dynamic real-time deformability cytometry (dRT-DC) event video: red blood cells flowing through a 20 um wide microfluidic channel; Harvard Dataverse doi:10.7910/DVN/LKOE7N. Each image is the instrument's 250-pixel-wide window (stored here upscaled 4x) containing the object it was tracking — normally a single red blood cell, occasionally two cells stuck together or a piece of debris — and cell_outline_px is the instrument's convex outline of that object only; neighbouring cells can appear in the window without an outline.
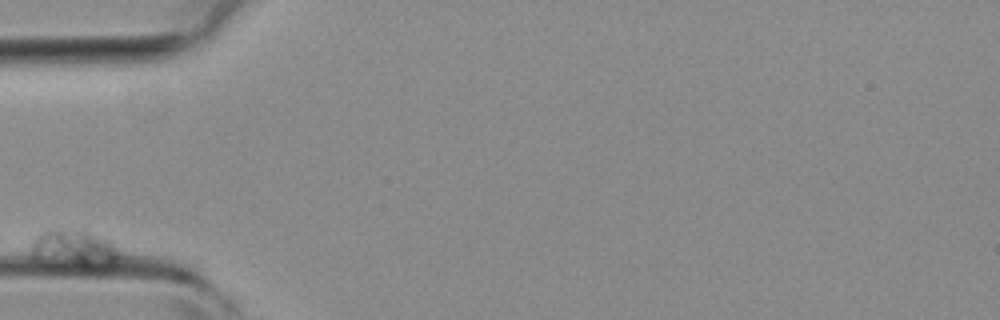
{"species": "common noctule bat (a hibernating species)", "species_latin": "Nyctalus noctula", "temperature_condition": "room temperature", "stored_images_in_passage": 4, "camera_frame_rate_fps": 3000, "um_per_image_px": 0.085, "animal": {"sex": "female", "body_mass_g": 19.3, "forearm_length_mm": 54.1}, "frame": {"image": 1, "passage_image": 2, "time_ms": 0.333, "image_size_px": [1000, 320], "cell_outline_px": [[124, 260], [112, 272], [104, 276], [84, 276], [44, 272], [28, 256], [28, 248], [32, 240], [40, 232], [48, 228], [80, 228], [112, 240], [120, 248], [124, 256]], "centroid_in_image_um": [6.35, 21.47], "position_along_channel_um": 78.6, "area_um2": 26.3}}